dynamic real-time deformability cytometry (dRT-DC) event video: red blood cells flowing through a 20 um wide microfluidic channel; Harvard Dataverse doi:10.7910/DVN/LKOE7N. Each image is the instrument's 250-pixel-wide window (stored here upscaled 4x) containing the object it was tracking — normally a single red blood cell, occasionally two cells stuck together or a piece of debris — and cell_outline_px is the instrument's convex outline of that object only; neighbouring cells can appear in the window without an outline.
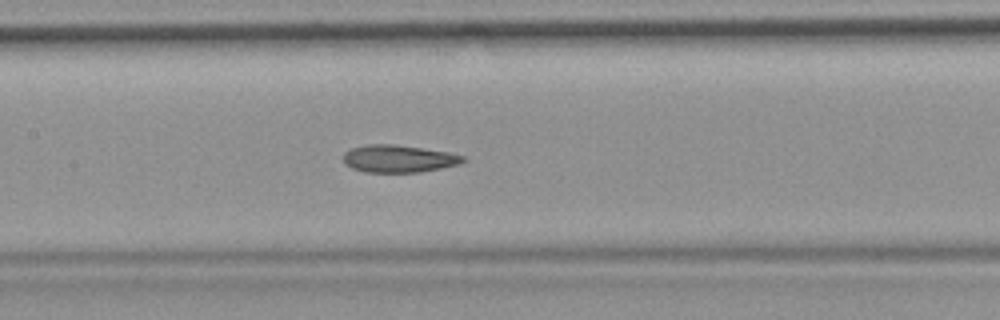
{"species": "common noctule bat (a hibernating species)", "species_latin": "Nyctalus noctula", "temperature_condition": "room temperature", "stored_images_in_passage": 41, "camera_frame_rate_fps": 3000, "um_per_image_px": 0.085, "animal": {"sex": "female", "body_mass_g": 19.9}, "frame": {"image": 1, "passage_image": 12, "time_ms": 3.667, "image_size_px": [1000, 320], "cell_outline_px": [[464, 160], [460, 164], [420, 172], [364, 172], [352, 168], [344, 164], [344, 152], [352, 148], [368, 144], [392, 144], [448, 152], [464, 156]], "centroid_in_image_um": [33.85, 13.49], "position_along_channel_um": 173.6, "area_um2": 18.96}, "authors_computed_cell_mechanics": {"area_um2": 19.5364, "velocity_mm_per_s": 3.7382, "shape_relaxation_time_tau1_ms": 9.559, "shape_relaxation_time_tau2_ms": 3.636, "deformation_change_tau1": 0.2031, "deformation_change_tau2": 0.1037}}